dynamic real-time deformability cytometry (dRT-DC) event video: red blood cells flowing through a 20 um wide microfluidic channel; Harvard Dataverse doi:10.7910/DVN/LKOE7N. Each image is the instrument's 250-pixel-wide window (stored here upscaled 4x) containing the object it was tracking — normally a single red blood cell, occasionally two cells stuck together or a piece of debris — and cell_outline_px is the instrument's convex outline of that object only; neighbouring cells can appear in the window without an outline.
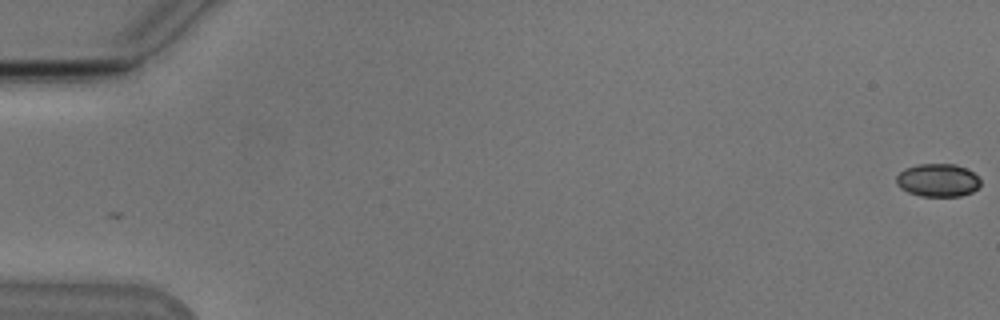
{"species": "Egyptian fruit bat (a non-hibernating species)", "species_latin": "Rousettus aegyptiacus", "temperature_condition": "cold", "stored_images_in_passage": 55, "camera_frame_rate_fps": 3000, "um_per_image_px": 0.085, "animal": {"sex": "male"}, "frame": {"image": 1, "passage_image": 1, "time_ms": 0.0, "image_size_px": [1000, 320], "cell_outline_px": [[980, 184], [972, 192], [960, 196], [920, 196], [908, 192], [900, 188], [896, 184], [896, 176], [904, 168], [920, 164], [956, 164], [972, 172], [980, 180]], "centroid_in_image_um": [79.67, 15.32], "position_along_channel_um": 5.3, "area_um2": 16.13}}
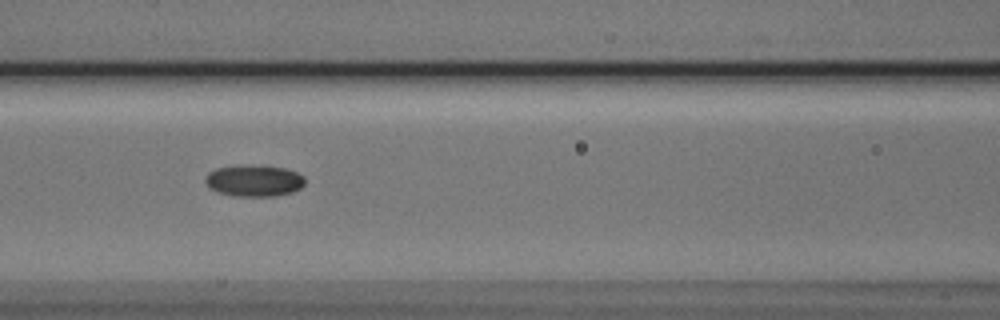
{"frame": {"image": 2, "passage_image": 25, "time_ms": 8.0, "image_size_px": [1000, 320], "cell_outline_px": [[304, 184], [300, 188], [292, 192], [276, 196], [232, 196], [216, 192], [208, 188], [204, 180], [204, 176], [208, 172], [216, 168], [284, 168], [296, 172], [304, 176]], "centroid_in_image_um": [21.56, 15.42], "position_along_channel_um": 145.0, "area_um2": 17.63}}
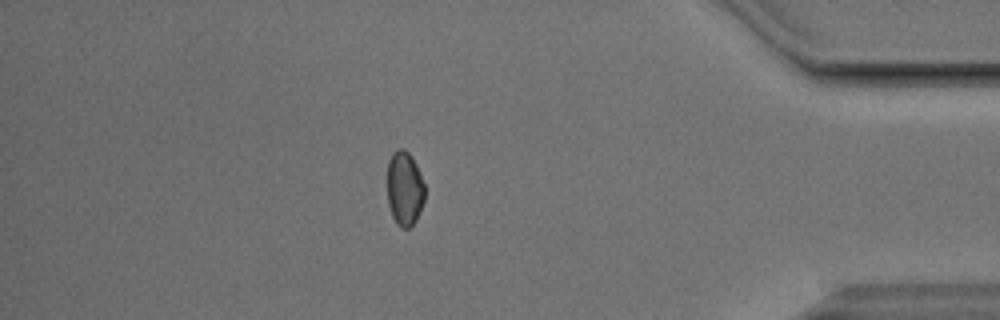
{"frame": {"image": 3, "passage_image": 48, "time_ms": 15.667, "image_size_px": [1000, 320], "cell_outline_px": [[424, 200], [416, 220], [408, 228], [400, 228], [396, 224], [392, 216], [388, 204], [388, 160], [392, 152], [396, 148], [404, 148], [412, 156], [416, 164], [424, 184]], "centroid_in_image_um": [34.37, 16.0], "position_along_channel_um": 400.8, "area_um2": 16.36}, "authors_computed_cell_mechanics": {"area_um2": 16.9932, "velocity_mm_per_s": 3.8251, "shape_relaxation_time_tau1_ms": 4.1799, "shape_relaxation_time_tau2_ms": null, "deformation_change_tau1": 0.1058, "deformation_change_tau2": null}}